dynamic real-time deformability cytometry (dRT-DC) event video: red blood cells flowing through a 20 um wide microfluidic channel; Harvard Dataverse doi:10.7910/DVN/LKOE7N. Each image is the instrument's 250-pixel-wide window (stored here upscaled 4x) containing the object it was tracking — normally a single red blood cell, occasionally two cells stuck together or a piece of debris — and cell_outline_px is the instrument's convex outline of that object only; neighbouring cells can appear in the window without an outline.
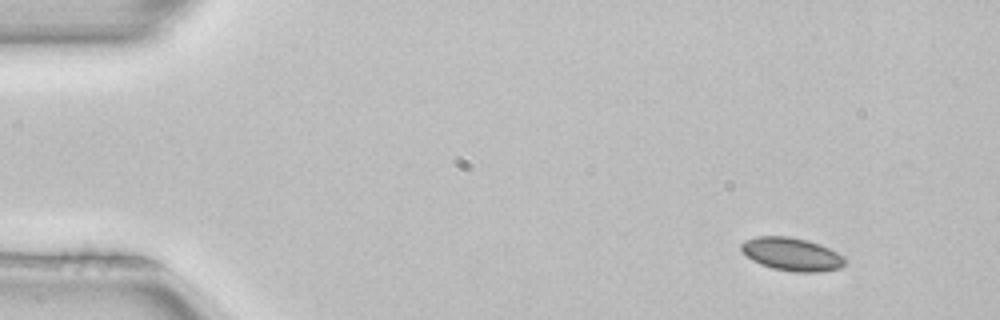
{"species": "common noctule bat (a hibernating species)", "species_latin": "Nyctalus noctula", "temperature_condition": "room temperature", "stored_images_in_passage": 4, "camera_frame_rate_fps": 3000, "um_per_image_px": 0.085, "animal": {"sex": "female", "body_mass_g": 22.7, "forearm_length_mm": 54.2}, "frame": {"image": 1, "passage_image": 1, "time_ms": 0.0, "image_size_px": [1000, 320], "cell_outline_px": [[844, 264], [840, 268], [820, 272], [796, 272], [772, 268], [760, 264], [752, 260], [740, 248], [740, 244], [744, 240], [756, 236], [788, 236], [808, 240], [820, 244], [844, 256]], "centroid_in_image_um": [67.28, 21.6], "position_along_channel_um": 17.7, "area_um2": 20.0}}
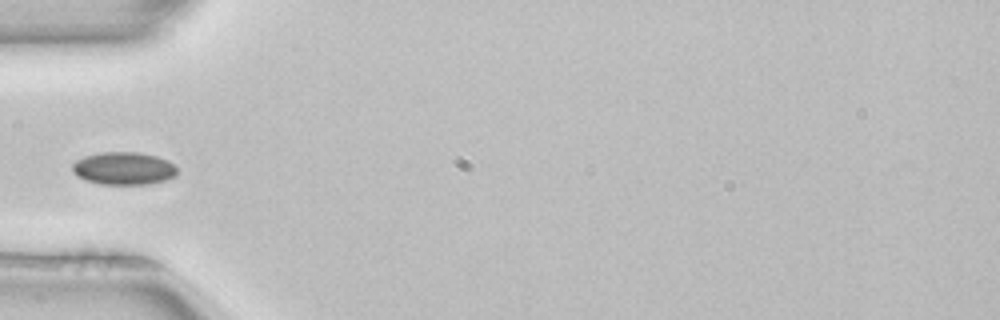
{"frame": {"image": 2, "passage_image": 4, "time_ms": 1.0, "image_size_px": [1000, 320], "cell_outline_px": [[176, 176], [164, 180], [148, 184], [100, 184], [76, 176], [72, 172], [72, 164], [76, 160], [84, 156], [100, 152], [140, 152], [156, 156], [168, 160], [176, 168]], "centroid_in_image_um": [10.49, 14.3], "position_along_channel_um": 74.5, "area_um2": 20.0}}